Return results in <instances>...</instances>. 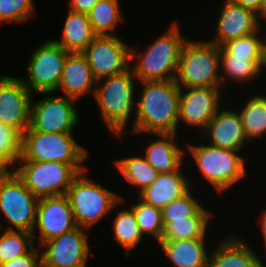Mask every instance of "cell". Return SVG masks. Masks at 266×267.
<instances>
[{
    "mask_svg": "<svg viewBox=\"0 0 266 267\" xmlns=\"http://www.w3.org/2000/svg\"><path fill=\"white\" fill-rule=\"evenodd\" d=\"M218 16L216 33L209 42L219 47L230 40L250 35L263 26L258 14L231 0H225Z\"/></svg>",
    "mask_w": 266,
    "mask_h": 267,
    "instance_id": "cell-17",
    "label": "cell"
},
{
    "mask_svg": "<svg viewBox=\"0 0 266 267\" xmlns=\"http://www.w3.org/2000/svg\"><path fill=\"white\" fill-rule=\"evenodd\" d=\"M136 80L130 67L121 74L98 80L93 93L103 122L109 128L111 135H116L118 138L127 134L125 129L129 118L132 113L135 114ZM101 81L102 85L99 84Z\"/></svg>",
    "mask_w": 266,
    "mask_h": 267,
    "instance_id": "cell-3",
    "label": "cell"
},
{
    "mask_svg": "<svg viewBox=\"0 0 266 267\" xmlns=\"http://www.w3.org/2000/svg\"><path fill=\"white\" fill-rule=\"evenodd\" d=\"M136 102L132 132L177 134L180 87L175 80L144 81Z\"/></svg>",
    "mask_w": 266,
    "mask_h": 267,
    "instance_id": "cell-1",
    "label": "cell"
},
{
    "mask_svg": "<svg viewBox=\"0 0 266 267\" xmlns=\"http://www.w3.org/2000/svg\"><path fill=\"white\" fill-rule=\"evenodd\" d=\"M114 241L123 246L125 253L130 255L131 249L135 248L143 235L140 232L134 211L131 207L119 210L114 216L112 223Z\"/></svg>",
    "mask_w": 266,
    "mask_h": 267,
    "instance_id": "cell-29",
    "label": "cell"
},
{
    "mask_svg": "<svg viewBox=\"0 0 266 267\" xmlns=\"http://www.w3.org/2000/svg\"><path fill=\"white\" fill-rule=\"evenodd\" d=\"M202 177L219 192H224L246 176L245 161L236 150L217 148L209 144L189 145Z\"/></svg>",
    "mask_w": 266,
    "mask_h": 267,
    "instance_id": "cell-8",
    "label": "cell"
},
{
    "mask_svg": "<svg viewBox=\"0 0 266 267\" xmlns=\"http://www.w3.org/2000/svg\"><path fill=\"white\" fill-rule=\"evenodd\" d=\"M84 228L73 230L44 242L41 246L42 267H87L90 251Z\"/></svg>",
    "mask_w": 266,
    "mask_h": 267,
    "instance_id": "cell-13",
    "label": "cell"
},
{
    "mask_svg": "<svg viewBox=\"0 0 266 267\" xmlns=\"http://www.w3.org/2000/svg\"><path fill=\"white\" fill-rule=\"evenodd\" d=\"M72 135V132L50 133L28 128L22 134L18 161H58L82 165L87 160L88 150L78 144Z\"/></svg>",
    "mask_w": 266,
    "mask_h": 267,
    "instance_id": "cell-6",
    "label": "cell"
},
{
    "mask_svg": "<svg viewBox=\"0 0 266 267\" xmlns=\"http://www.w3.org/2000/svg\"><path fill=\"white\" fill-rule=\"evenodd\" d=\"M240 237H227L210 255L209 267H264L259 256Z\"/></svg>",
    "mask_w": 266,
    "mask_h": 267,
    "instance_id": "cell-22",
    "label": "cell"
},
{
    "mask_svg": "<svg viewBox=\"0 0 266 267\" xmlns=\"http://www.w3.org/2000/svg\"><path fill=\"white\" fill-rule=\"evenodd\" d=\"M205 238L161 240L159 245L174 267H209Z\"/></svg>",
    "mask_w": 266,
    "mask_h": 267,
    "instance_id": "cell-21",
    "label": "cell"
},
{
    "mask_svg": "<svg viewBox=\"0 0 266 267\" xmlns=\"http://www.w3.org/2000/svg\"><path fill=\"white\" fill-rule=\"evenodd\" d=\"M119 0H99L87 13L96 35H114L117 24L123 21Z\"/></svg>",
    "mask_w": 266,
    "mask_h": 267,
    "instance_id": "cell-28",
    "label": "cell"
},
{
    "mask_svg": "<svg viewBox=\"0 0 266 267\" xmlns=\"http://www.w3.org/2000/svg\"><path fill=\"white\" fill-rule=\"evenodd\" d=\"M262 218H260V221L261 223V229H262V232H263V237H264V241H265V245H266V208L264 210V212L262 213L261 215Z\"/></svg>",
    "mask_w": 266,
    "mask_h": 267,
    "instance_id": "cell-40",
    "label": "cell"
},
{
    "mask_svg": "<svg viewBox=\"0 0 266 267\" xmlns=\"http://www.w3.org/2000/svg\"><path fill=\"white\" fill-rule=\"evenodd\" d=\"M220 47L187 39L181 49L175 82L180 88L222 87Z\"/></svg>",
    "mask_w": 266,
    "mask_h": 267,
    "instance_id": "cell-4",
    "label": "cell"
},
{
    "mask_svg": "<svg viewBox=\"0 0 266 267\" xmlns=\"http://www.w3.org/2000/svg\"><path fill=\"white\" fill-rule=\"evenodd\" d=\"M129 206L134 211L141 234L153 236L159 243L164 227L161 209L145 203L140 198L137 203Z\"/></svg>",
    "mask_w": 266,
    "mask_h": 267,
    "instance_id": "cell-34",
    "label": "cell"
},
{
    "mask_svg": "<svg viewBox=\"0 0 266 267\" xmlns=\"http://www.w3.org/2000/svg\"><path fill=\"white\" fill-rule=\"evenodd\" d=\"M264 68H266V58L220 56V70H223V74L221 75V82L223 80L222 87L225 82L222 79L223 75V78L228 77L239 83H246L260 75Z\"/></svg>",
    "mask_w": 266,
    "mask_h": 267,
    "instance_id": "cell-26",
    "label": "cell"
},
{
    "mask_svg": "<svg viewBox=\"0 0 266 267\" xmlns=\"http://www.w3.org/2000/svg\"><path fill=\"white\" fill-rule=\"evenodd\" d=\"M82 54L97 81L121 74L131 66V46L115 35H97Z\"/></svg>",
    "mask_w": 266,
    "mask_h": 267,
    "instance_id": "cell-11",
    "label": "cell"
},
{
    "mask_svg": "<svg viewBox=\"0 0 266 267\" xmlns=\"http://www.w3.org/2000/svg\"><path fill=\"white\" fill-rule=\"evenodd\" d=\"M33 93L21 78H0V122L15 128L21 135L29 128Z\"/></svg>",
    "mask_w": 266,
    "mask_h": 267,
    "instance_id": "cell-14",
    "label": "cell"
},
{
    "mask_svg": "<svg viewBox=\"0 0 266 267\" xmlns=\"http://www.w3.org/2000/svg\"><path fill=\"white\" fill-rule=\"evenodd\" d=\"M123 178L130 185L139 187V193L151 185L160 174L144 157L130 156L114 161Z\"/></svg>",
    "mask_w": 266,
    "mask_h": 267,
    "instance_id": "cell-25",
    "label": "cell"
},
{
    "mask_svg": "<svg viewBox=\"0 0 266 267\" xmlns=\"http://www.w3.org/2000/svg\"><path fill=\"white\" fill-rule=\"evenodd\" d=\"M39 229V245L77 227L66 195L39 198L35 228Z\"/></svg>",
    "mask_w": 266,
    "mask_h": 267,
    "instance_id": "cell-16",
    "label": "cell"
},
{
    "mask_svg": "<svg viewBox=\"0 0 266 267\" xmlns=\"http://www.w3.org/2000/svg\"><path fill=\"white\" fill-rule=\"evenodd\" d=\"M96 36L87 14L69 10L61 40L54 41L70 53H82Z\"/></svg>",
    "mask_w": 266,
    "mask_h": 267,
    "instance_id": "cell-24",
    "label": "cell"
},
{
    "mask_svg": "<svg viewBox=\"0 0 266 267\" xmlns=\"http://www.w3.org/2000/svg\"><path fill=\"white\" fill-rule=\"evenodd\" d=\"M212 217H191L186 220L163 222L161 240H181L206 238L208 223Z\"/></svg>",
    "mask_w": 266,
    "mask_h": 267,
    "instance_id": "cell-31",
    "label": "cell"
},
{
    "mask_svg": "<svg viewBox=\"0 0 266 267\" xmlns=\"http://www.w3.org/2000/svg\"><path fill=\"white\" fill-rule=\"evenodd\" d=\"M81 172L72 182L66 196L71 205L77 226L88 229L113 208L124 204V198L89 179Z\"/></svg>",
    "mask_w": 266,
    "mask_h": 267,
    "instance_id": "cell-5",
    "label": "cell"
},
{
    "mask_svg": "<svg viewBox=\"0 0 266 267\" xmlns=\"http://www.w3.org/2000/svg\"><path fill=\"white\" fill-rule=\"evenodd\" d=\"M241 109L238 113L248 141L261 139L266 133V96L253 94Z\"/></svg>",
    "mask_w": 266,
    "mask_h": 267,
    "instance_id": "cell-27",
    "label": "cell"
},
{
    "mask_svg": "<svg viewBox=\"0 0 266 267\" xmlns=\"http://www.w3.org/2000/svg\"><path fill=\"white\" fill-rule=\"evenodd\" d=\"M70 52L53 40H46L32 51L24 85L33 93H54L57 90L65 60Z\"/></svg>",
    "mask_w": 266,
    "mask_h": 267,
    "instance_id": "cell-10",
    "label": "cell"
},
{
    "mask_svg": "<svg viewBox=\"0 0 266 267\" xmlns=\"http://www.w3.org/2000/svg\"><path fill=\"white\" fill-rule=\"evenodd\" d=\"M13 169L26 187L38 198L65 195L84 165H70L58 161H17ZM20 165V166H19Z\"/></svg>",
    "mask_w": 266,
    "mask_h": 267,
    "instance_id": "cell-7",
    "label": "cell"
},
{
    "mask_svg": "<svg viewBox=\"0 0 266 267\" xmlns=\"http://www.w3.org/2000/svg\"><path fill=\"white\" fill-rule=\"evenodd\" d=\"M177 22L157 38L145 51L136 50L131 46V63L137 81L175 80L182 46L187 38L181 35ZM134 59V60H133ZM137 63V64H136Z\"/></svg>",
    "mask_w": 266,
    "mask_h": 267,
    "instance_id": "cell-2",
    "label": "cell"
},
{
    "mask_svg": "<svg viewBox=\"0 0 266 267\" xmlns=\"http://www.w3.org/2000/svg\"><path fill=\"white\" fill-rule=\"evenodd\" d=\"M182 169L173 173H160L157 179L139 193V198L147 204L162 209L190 190L189 179Z\"/></svg>",
    "mask_w": 266,
    "mask_h": 267,
    "instance_id": "cell-20",
    "label": "cell"
},
{
    "mask_svg": "<svg viewBox=\"0 0 266 267\" xmlns=\"http://www.w3.org/2000/svg\"><path fill=\"white\" fill-rule=\"evenodd\" d=\"M191 189L161 209L163 222L186 220L191 217H214L212 212L199 204Z\"/></svg>",
    "mask_w": 266,
    "mask_h": 267,
    "instance_id": "cell-32",
    "label": "cell"
},
{
    "mask_svg": "<svg viewBox=\"0 0 266 267\" xmlns=\"http://www.w3.org/2000/svg\"><path fill=\"white\" fill-rule=\"evenodd\" d=\"M21 139L15 128L0 122V172L14 169L21 154Z\"/></svg>",
    "mask_w": 266,
    "mask_h": 267,
    "instance_id": "cell-35",
    "label": "cell"
},
{
    "mask_svg": "<svg viewBox=\"0 0 266 267\" xmlns=\"http://www.w3.org/2000/svg\"><path fill=\"white\" fill-rule=\"evenodd\" d=\"M259 28L250 35L230 40L220 47V56L240 58H266V38L260 37Z\"/></svg>",
    "mask_w": 266,
    "mask_h": 267,
    "instance_id": "cell-30",
    "label": "cell"
},
{
    "mask_svg": "<svg viewBox=\"0 0 266 267\" xmlns=\"http://www.w3.org/2000/svg\"><path fill=\"white\" fill-rule=\"evenodd\" d=\"M221 88H180L178 124L181 121L193 128L202 129L204 132L214 115L221 110L219 105Z\"/></svg>",
    "mask_w": 266,
    "mask_h": 267,
    "instance_id": "cell-15",
    "label": "cell"
},
{
    "mask_svg": "<svg viewBox=\"0 0 266 267\" xmlns=\"http://www.w3.org/2000/svg\"><path fill=\"white\" fill-rule=\"evenodd\" d=\"M40 248L34 247L28 254L14 258L3 264L4 267H42ZM40 254V255H39Z\"/></svg>",
    "mask_w": 266,
    "mask_h": 267,
    "instance_id": "cell-37",
    "label": "cell"
},
{
    "mask_svg": "<svg viewBox=\"0 0 266 267\" xmlns=\"http://www.w3.org/2000/svg\"><path fill=\"white\" fill-rule=\"evenodd\" d=\"M39 198L10 169L0 172V211L9 223L8 229L33 233ZM14 227V228H13Z\"/></svg>",
    "mask_w": 266,
    "mask_h": 267,
    "instance_id": "cell-9",
    "label": "cell"
},
{
    "mask_svg": "<svg viewBox=\"0 0 266 267\" xmlns=\"http://www.w3.org/2000/svg\"><path fill=\"white\" fill-rule=\"evenodd\" d=\"M33 240V233L4 230L2 235L0 234V265L28 254L35 247Z\"/></svg>",
    "mask_w": 266,
    "mask_h": 267,
    "instance_id": "cell-33",
    "label": "cell"
},
{
    "mask_svg": "<svg viewBox=\"0 0 266 267\" xmlns=\"http://www.w3.org/2000/svg\"><path fill=\"white\" fill-rule=\"evenodd\" d=\"M33 6V0H0V23L28 21Z\"/></svg>",
    "mask_w": 266,
    "mask_h": 267,
    "instance_id": "cell-36",
    "label": "cell"
},
{
    "mask_svg": "<svg viewBox=\"0 0 266 267\" xmlns=\"http://www.w3.org/2000/svg\"><path fill=\"white\" fill-rule=\"evenodd\" d=\"M99 0H69V9L87 14Z\"/></svg>",
    "mask_w": 266,
    "mask_h": 267,
    "instance_id": "cell-39",
    "label": "cell"
},
{
    "mask_svg": "<svg viewBox=\"0 0 266 267\" xmlns=\"http://www.w3.org/2000/svg\"><path fill=\"white\" fill-rule=\"evenodd\" d=\"M39 94L47 96L35 104L31 103L29 128L50 133L73 132L80 120L75 104H73L76 100L66 96L55 97L52 96L54 94L52 92Z\"/></svg>",
    "mask_w": 266,
    "mask_h": 267,
    "instance_id": "cell-12",
    "label": "cell"
},
{
    "mask_svg": "<svg viewBox=\"0 0 266 267\" xmlns=\"http://www.w3.org/2000/svg\"><path fill=\"white\" fill-rule=\"evenodd\" d=\"M97 80L82 53H69L56 91L75 100L95 92ZM94 88V89H93Z\"/></svg>",
    "mask_w": 266,
    "mask_h": 267,
    "instance_id": "cell-19",
    "label": "cell"
},
{
    "mask_svg": "<svg viewBox=\"0 0 266 267\" xmlns=\"http://www.w3.org/2000/svg\"><path fill=\"white\" fill-rule=\"evenodd\" d=\"M157 135L156 141L153 140L148 147H145V159L159 173H173L181 170L185 152L179 148L177 134H152Z\"/></svg>",
    "mask_w": 266,
    "mask_h": 267,
    "instance_id": "cell-23",
    "label": "cell"
},
{
    "mask_svg": "<svg viewBox=\"0 0 266 267\" xmlns=\"http://www.w3.org/2000/svg\"><path fill=\"white\" fill-rule=\"evenodd\" d=\"M233 3L250 9L258 14L263 20H266V0H231Z\"/></svg>",
    "mask_w": 266,
    "mask_h": 267,
    "instance_id": "cell-38",
    "label": "cell"
},
{
    "mask_svg": "<svg viewBox=\"0 0 266 267\" xmlns=\"http://www.w3.org/2000/svg\"><path fill=\"white\" fill-rule=\"evenodd\" d=\"M204 131L200 137L207 136L208 144L217 148L241 151L248 141L241 117L233 110H219Z\"/></svg>",
    "mask_w": 266,
    "mask_h": 267,
    "instance_id": "cell-18",
    "label": "cell"
}]
</instances>
